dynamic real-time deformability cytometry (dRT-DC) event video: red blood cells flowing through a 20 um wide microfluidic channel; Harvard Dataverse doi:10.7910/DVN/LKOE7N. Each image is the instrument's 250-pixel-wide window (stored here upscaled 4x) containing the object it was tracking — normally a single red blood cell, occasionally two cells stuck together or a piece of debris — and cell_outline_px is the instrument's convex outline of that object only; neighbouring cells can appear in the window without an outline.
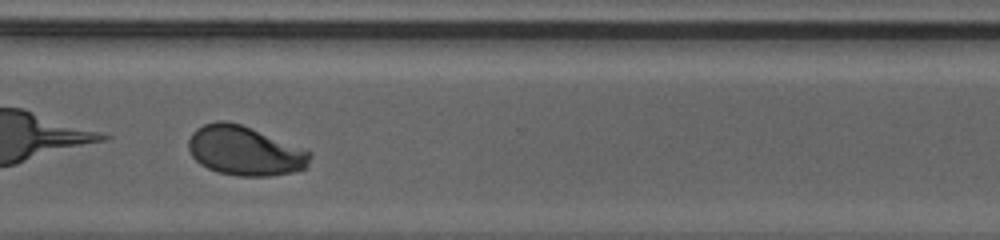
{"species": "human", "species_latin": "Homo sapiens", "temperature_condition": "cold", "stored_images_in_passage": 39, "camera_frame_rate_fps": 3000, "um_per_image_px": 0.085, "donor": {"sex": "male"}, "frame": {"image": 1, "passage_image": 28, "time_ms": 9.0, "image_size_px": [1000, 240], "cell_outline_px": [[312, 156], [308, 164], [304, 168], [292, 172], [268, 176], [236, 176], [220, 172], [208, 168], [200, 164], [192, 156], [188, 148], [188, 140], [192, 132], [196, 128], [204, 124], [216, 120], [224, 120], [240, 124], [308, 148], [312, 152]], "centroid_in_image_um": [20.83, 12.8], "position_along_channel_um": 349.8, "area_um2": 35.37}, "authors_computed_cell_mechanics": {"area_um2": 35.7782, "velocity_mm_per_s": 3.9176, "shape_relaxation_time_tau1_ms": 1.1725, "shape_relaxation_time_tau2_ms": null, "deformation_change_tau1": 0.3056, "deformation_change_tau2": null}}